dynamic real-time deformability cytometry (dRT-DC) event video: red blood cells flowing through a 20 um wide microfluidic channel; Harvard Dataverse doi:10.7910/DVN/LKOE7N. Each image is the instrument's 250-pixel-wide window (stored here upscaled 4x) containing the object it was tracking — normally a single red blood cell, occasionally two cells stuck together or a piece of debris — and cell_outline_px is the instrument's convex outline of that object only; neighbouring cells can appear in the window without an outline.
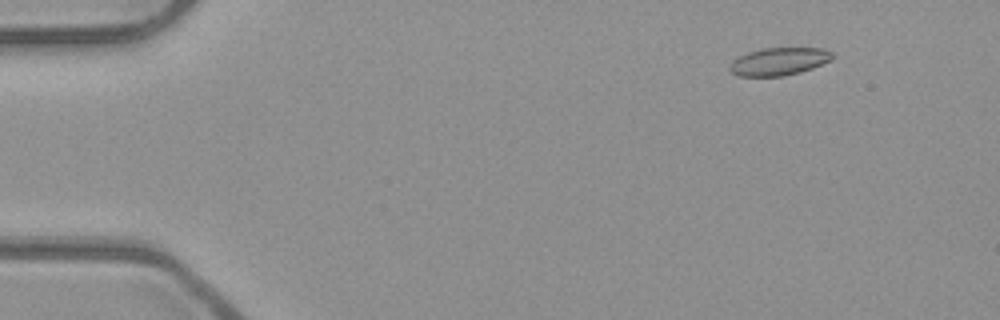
{"species": "common noctule bat (a hibernating species)", "species_latin": "Nyctalus noctula", "temperature_condition": "room temperature", "stored_images_in_passage": 5, "camera_frame_rate_fps": 3000, "um_per_image_px": 0.085, "animal": {"sex": "male", "body_mass_g": 23.1, "forearm_length_mm": 52.7}, "frame": {"image": 1, "passage_image": 2, "time_ms": 0.333, "image_size_px": [1000, 320], "cell_outline_px": [[836, 56], [832, 60], [812, 68], [800, 72], [784, 76], [740, 76], [732, 72], [728, 68], [732, 60], [748, 52], [760, 48], [824, 48], [832, 52]], "centroid_in_image_um": [66.24, 5.21], "position_along_channel_um": 18.8, "area_um2": 16.7}}
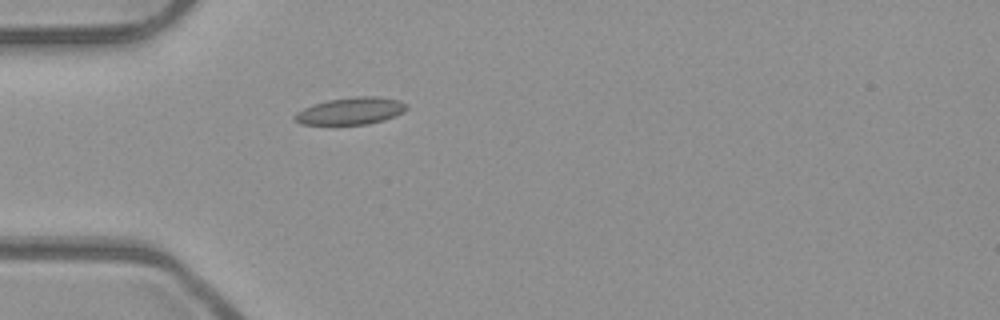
{"frame": {"image": 2, "passage_image": 5, "time_ms": 1.333, "image_size_px": [1000, 320], "cell_outline_px": [[408, 108], [404, 112], [384, 120], [368, 124], [300, 124], [292, 116], [296, 112], [304, 108], [328, 100], [352, 96], [380, 96], [400, 100], [408, 104]], "centroid_in_image_um": [29.86, 9.42], "position_along_channel_um": 55.1, "area_um2": 17.74}}